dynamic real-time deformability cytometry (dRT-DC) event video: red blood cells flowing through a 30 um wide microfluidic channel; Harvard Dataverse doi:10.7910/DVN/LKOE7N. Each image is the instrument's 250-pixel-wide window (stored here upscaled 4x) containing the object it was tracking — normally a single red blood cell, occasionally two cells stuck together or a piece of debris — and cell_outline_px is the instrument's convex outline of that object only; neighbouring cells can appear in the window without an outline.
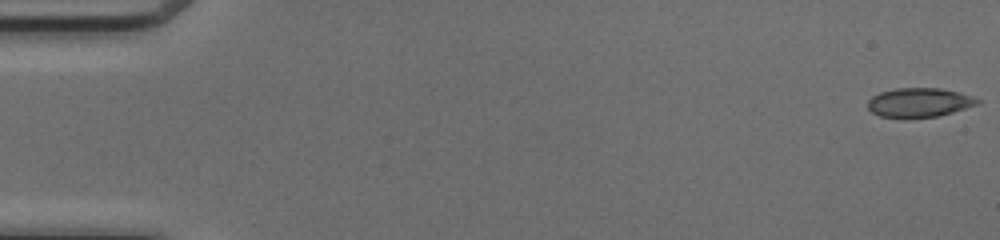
{"species": "common noctule bat (a hibernating species)", "species_latin": "Nyctalus noctula", "temperature_condition": "cold", "stored_images_in_passage": 50, "camera_frame_rate_fps": 3000, "um_per_image_px": 0.085, "animal": {"sex": "female", "body_mass_g": 17.0, "forearm_length_mm": 48.0}, "frame": {"image": 1, "passage_image": 1, "time_ms": 0.0, "image_size_px": [1000, 240], "cell_outline_px": [[984, 100], [980, 104], [952, 112], [936, 116], [908, 120], [904, 120], [880, 116], [872, 112], [868, 108], [868, 100], [872, 96], [880, 92], [896, 88], [940, 88], [972, 96]], "centroid_in_image_um": [78.13, 8.74], "position_along_channel_um": 6.9, "area_um2": 19.13}}
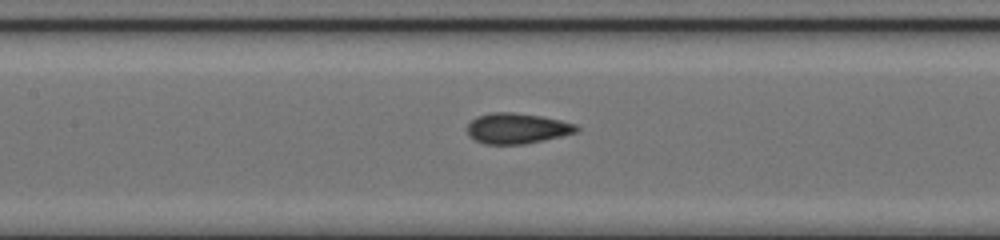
{"frame": {"image": 2, "passage_image": 24, "time_ms": 7.667, "image_size_px": [1000, 240], "cell_outline_px": [[580, 128], [576, 132], [544, 140], [524, 144], [484, 144], [468, 136], [468, 124], [476, 116], [492, 112], [512, 112], [540, 116], [560, 120], [576, 124]], "centroid_in_image_um": [43.93, 10.91], "position_along_channel_um": 163.5, "area_um2": 19.36}}
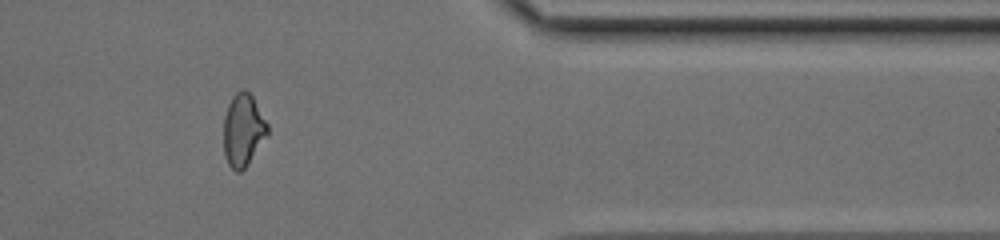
{"frame": {"image": 3, "passage_image": 42, "time_ms": 13.667, "image_size_px": [1000, 240], "cell_outline_px": [[268, 132], [248, 164], [240, 172], [236, 172], [228, 164], [224, 156], [224, 116], [228, 104], [232, 96], [240, 88], [244, 88], [252, 96], [268, 124]], "centroid_in_image_um": [20.64, 11.03], "position_along_channel_um": 390.8, "area_um2": 18.44}, "authors_computed_cell_mechanics": {"area_um2": 19.0162, "velocity_mm_per_s": 4.1466, "shape_relaxation_time_tau1_ms": 5.2204, "shape_relaxation_time_tau2_ms": 1.3866, "deformation_change_tau1": 0.1325, "deformation_change_tau2": 0.0537}}